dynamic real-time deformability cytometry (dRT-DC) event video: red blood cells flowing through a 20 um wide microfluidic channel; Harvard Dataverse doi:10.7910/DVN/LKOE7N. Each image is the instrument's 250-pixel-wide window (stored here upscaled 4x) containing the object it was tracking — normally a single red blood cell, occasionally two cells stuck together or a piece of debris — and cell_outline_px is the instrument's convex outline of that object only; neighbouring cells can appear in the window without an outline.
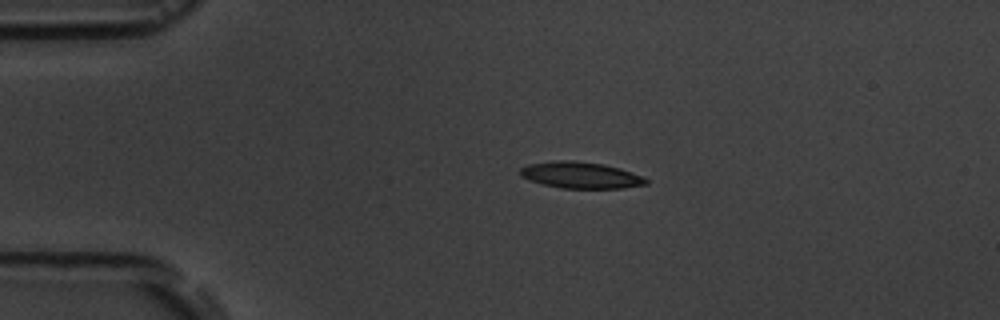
{"species": "common noctule bat (a hibernating species)", "species_latin": "Nyctalus noctula", "temperature_condition": "room temperature", "stored_images_in_passage": 3, "camera_frame_rate_fps": 3000, "um_per_image_px": 0.085, "animal": {"sex": "male", "body_mass_g": 19.5, "forearm_length_mm": 54.6}, "frame": {"image": 1, "passage_image": 2, "time_ms": 1.0, "image_size_px": [1000, 320], "cell_outline_px": [[648, 184], [624, 188], [560, 188], [528, 180], [520, 176], [520, 168], [528, 164], [552, 160], [576, 160], [604, 164], [620, 168], [644, 176], [648, 180]], "centroid_in_image_um": [49.36, 14.87], "position_along_channel_um": 35.6, "area_um2": 19.65}}